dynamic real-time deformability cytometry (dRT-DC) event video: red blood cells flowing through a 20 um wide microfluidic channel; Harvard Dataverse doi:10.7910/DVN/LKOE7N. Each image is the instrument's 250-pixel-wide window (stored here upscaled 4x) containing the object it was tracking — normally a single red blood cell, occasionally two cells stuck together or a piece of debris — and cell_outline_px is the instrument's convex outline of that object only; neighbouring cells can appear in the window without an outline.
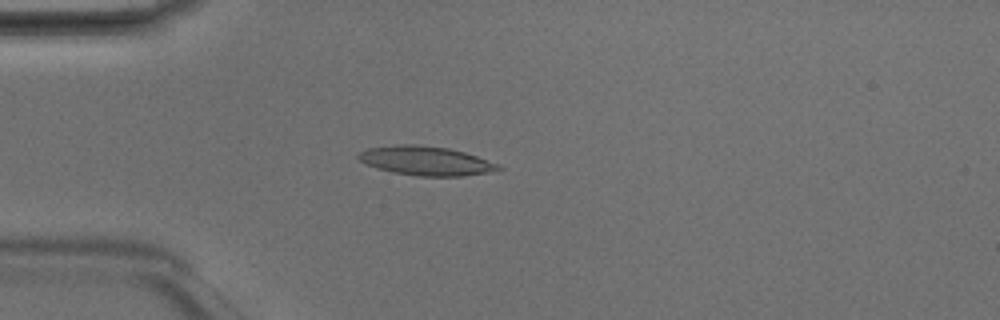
{"species": "Egyptian fruit bat (a non-hibernating species)", "species_latin": "Rousettus aegyptiacus", "temperature_condition": "room temperature", "stored_images_in_passage": 48, "camera_frame_rate_fps": 3000, "um_per_image_px": 0.085, "animal": {"sex": "male"}, "frame": {"image": 1, "passage_image": 13, "time_ms": 4.0, "image_size_px": [1000, 320], "cell_outline_px": [[504, 168], [488, 172], [460, 176], [420, 176], [392, 172], [376, 168], [360, 160], [356, 156], [360, 152], [368, 148], [400, 144], [416, 144], [448, 148], [464, 152], [500, 164]], "centroid_in_image_um": [36.2, 13.66], "position_along_channel_um": 48.8, "area_um2": 23.58}}
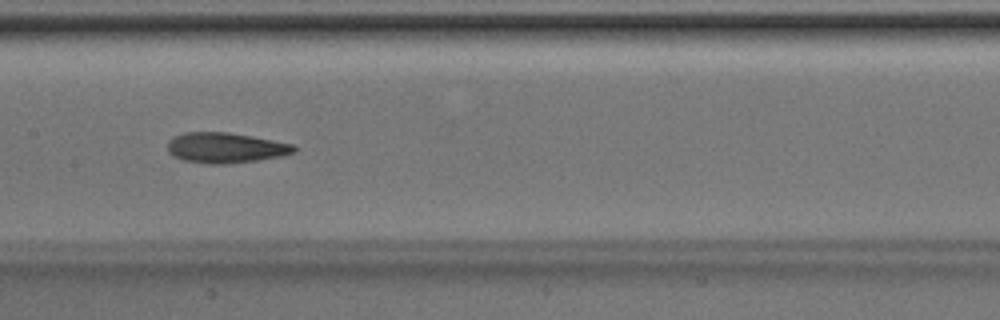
{"frame": {"image": 2, "passage_image": 24, "time_ms": 7.667, "image_size_px": [1000, 320], "cell_outline_px": [[296, 152], [280, 156], [260, 160], [224, 164], [208, 164], [184, 160], [172, 156], [168, 152], [168, 140], [172, 136], [184, 132], [228, 132], [252, 136], [292, 144], [296, 148]], "centroid_in_image_um": [19.13, 12.56], "position_along_channel_um": 188.3, "area_um2": 22.48}}
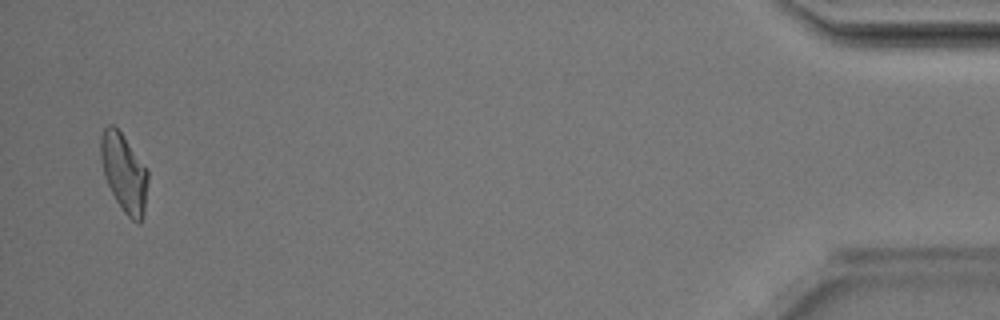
{"frame": {"image": 3, "passage_image": 47, "time_ms": 15.333, "image_size_px": [1000, 320], "cell_outline_px": [[148, 180], [144, 216], [140, 224], [136, 224], [124, 212], [116, 200], [104, 176], [100, 160], [100, 136], [104, 128], [108, 124], [112, 124], [120, 132], [148, 168]], "centroid_in_image_um": [10.55, 14.7], "position_along_channel_um": 424.6, "area_um2": 21.73}, "authors_computed_cell_mechanics": {"area_um2": 22.0507, "velocity_mm_per_s": 4.1868, "shape_relaxation_time_tau1_ms": 5.3102, "shape_relaxation_time_tau2_ms": 3.1138, "deformation_change_tau1": 0.1718, "deformation_change_tau2": 0.1171}}